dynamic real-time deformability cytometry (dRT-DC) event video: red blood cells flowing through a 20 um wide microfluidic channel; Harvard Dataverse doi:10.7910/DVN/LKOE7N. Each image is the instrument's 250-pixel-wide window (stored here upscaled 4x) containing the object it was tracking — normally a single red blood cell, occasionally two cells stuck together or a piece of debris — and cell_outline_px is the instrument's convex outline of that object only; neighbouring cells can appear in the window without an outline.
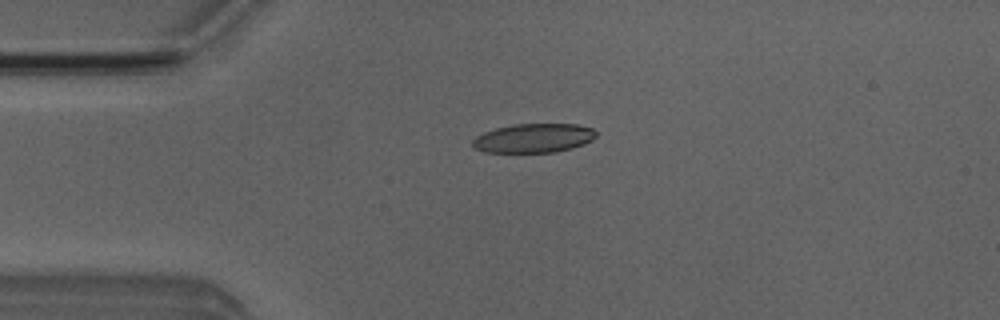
{"species": "Egyptian fruit bat (a non-hibernating species)", "species_latin": "Rousettus aegyptiacus", "temperature_condition": "room temperature", "stored_images_in_passage": 2, "camera_frame_rate_fps": 3000, "um_per_image_px": 0.085, "animal": {"sex": "male"}, "frame": {"image": 1, "passage_image": 1, "time_ms": 0.0, "image_size_px": [1000, 320], "cell_outline_px": [[596, 136], [592, 140], [584, 144], [572, 148], [556, 152], [484, 152], [476, 148], [472, 144], [472, 140], [476, 136], [484, 132], [496, 128], [512, 124], [576, 124], [592, 128], [596, 132]], "centroid_in_image_um": [45.37, 11.74], "position_along_channel_um": 39.6, "area_um2": 20.92}}